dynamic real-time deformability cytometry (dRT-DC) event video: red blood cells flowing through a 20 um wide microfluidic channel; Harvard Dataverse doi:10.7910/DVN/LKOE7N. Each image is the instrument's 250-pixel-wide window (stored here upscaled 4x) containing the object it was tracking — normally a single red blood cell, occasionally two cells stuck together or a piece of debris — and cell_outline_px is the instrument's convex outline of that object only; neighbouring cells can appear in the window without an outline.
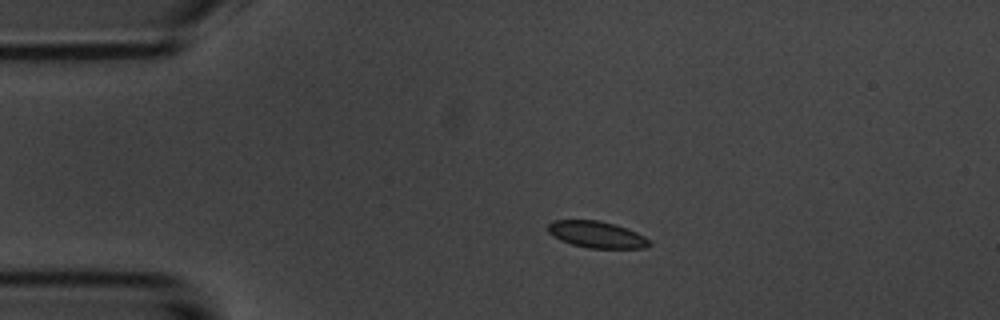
{"species": "common noctule bat (a hibernating species)", "species_latin": "Nyctalus noctula", "temperature_condition": "room temperature", "stored_images_in_passage": 6, "camera_frame_rate_fps": 3000, "um_per_image_px": 0.085, "animal": {"sex": "male", "body_mass_g": 20.1, "forearm_length_mm": 53.5}, "frame": {"image": 1, "passage_image": 3, "time_ms": 2.667, "image_size_px": [1000, 320], "cell_outline_px": [[652, 244], [644, 248], [588, 248], [572, 244], [560, 240], [552, 236], [548, 232], [548, 224], [552, 220], [600, 220], [616, 224], [636, 232], [644, 236]], "centroid_in_image_um": [50.7, 19.93], "position_along_channel_um": 34.3, "area_um2": 15.78}}
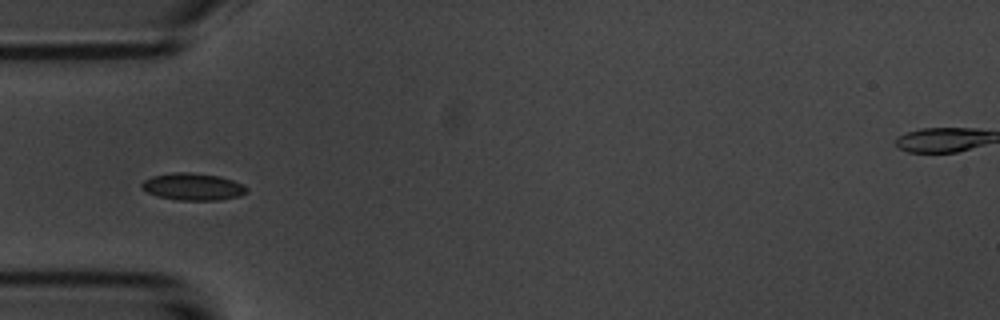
{"frame": {"image": 2, "passage_image": 5, "time_ms": 4.667, "image_size_px": [1000, 320], "cell_outline_px": [[248, 192], [240, 196], [220, 200], [176, 200], [156, 196], [148, 192], [140, 184], [144, 180], [152, 176], [172, 172], [192, 172], [220, 176], [244, 184], [248, 188]], "centroid_in_image_um": [16.43, 15.87], "position_along_channel_um": 68.6, "area_um2": 16.76}}
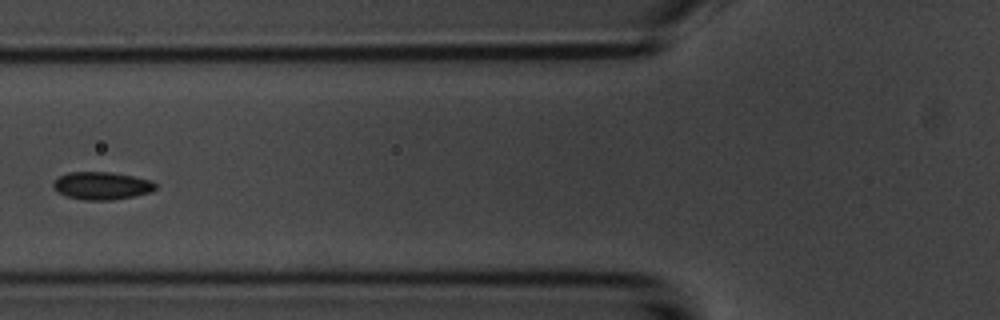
{"frame": {"image": 3, "passage_image": 6, "time_ms": 6.0, "image_size_px": [1000, 320], "cell_outline_px": [[156, 188], [152, 192], [112, 200], [84, 200], [64, 196], [52, 188], [52, 184], [60, 176], [68, 172], [108, 172], [132, 176], [152, 180], [156, 184]], "centroid_in_image_um": [8.63, 15.79], "position_along_channel_um": 117.2, "area_um2": 16.53}}